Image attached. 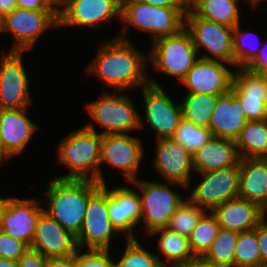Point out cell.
<instances>
[{"label":"cell","instance_id":"cell-1","mask_svg":"<svg viewBox=\"0 0 267 267\" xmlns=\"http://www.w3.org/2000/svg\"><path fill=\"white\" fill-rule=\"evenodd\" d=\"M130 42L116 36L100 44L91 64L85 69L87 74L94 75L119 93L135 86L149 85L145 69L148 57Z\"/></svg>","mask_w":267,"mask_h":267},{"label":"cell","instance_id":"cell-2","mask_svg":"<svg viewBox=\"0 0 267 267\" xmlns=\"http://www.w3.org/2000/svg\"><path fill=\"white\" fill-rule=\"evenodd\" d=\"M102 185L89 179L51 178L46 189V212L64 229L77 236L81 230L89 199Z\"/></svg>","mask_w":267,"mask_h":267},{"label":"cell","instance_id":"cell-3","mask_svg":"<svg viewBox=\"0 0 267 267\" xmlns=\"http://www.w3.org/2000/svg\"><path fill=\"white\" fill-rule=\"evenodd\" d=\"M101 142L102 135L97 132L92 122L68 133L58 145L57 163L66 166L70 173L55 177L89 179L101 185L106 184L100 168Z\"/></svg>","mask_w":267,"mask_h":267},{"label":"cell","instance_id":"cell-4","mask_svg":"<svg viewBox=\"0 0 267 267\" xmlns=\"http://www.w3.org/2000/svg\"><path fill=\"white\" fill-rule=\"evenodd\" d=\"M188 7L153 6L141 0H121V20L123 28L118 38L128 40V25L138 30L150 32L151 40L172 36L184 28V18Z\"/></svg>","mask_w":267,"mask_h":267},{"label":"cell","instance_id":"cell-5","mask_svg":"<svg viewBox=\"0 0 267 267\" xmlns=\"http://www.w3.org/2000/svg\"><path fill=\"white\" fill-rule=\"evenodd\" d=\"M140 190L139 197L141 200L142 216L145 226H141L146 234L150 235L154 230L166 228L170 217L185 200L180 192L172 190L171 186H182L177 182H154L137 179L131 182ZM169 185V186H168Z\"/></svg>","mask_w":267,"mask_h":267},{"label":"cell","instance_id":"cell-6","mask_svg":"<svg viewBox=\"0 0 267 267\" xmlns=\"http://www.w3.org/2000/svg\"><path fill=\"white\" fill-rule=\"evenodd\" d=\"M147 55L153 68L181 82L198 60L199 54L190 34L183 28L179 33L156 39Z\"/></svg>","mask_w":267,"mask_h":267},{"label":"cell","instance_id":"cell-7","mask_svg":"<svg viewBox=\"0 0 267 267\" xmlns=\"http://www.w3.org/2000/svg\"><path fill=\"white\" fill-rule=\"evenodd\" d=\"M85 108L92 121L104 129L101 135L127 134L144 127L143 118L124 91L120 95L104 92L96 101L86 103Z\"/></svg>","mask_w":267,"mask_h":267},{"label":"cell","instance_id":"cell-8","mask_svg":"<svg viewBox=\"0 0 267 267\" xmlns=\"http://www.w3.org/2000/svg\"><path fill=\"white\" fill-rule=\"evenodd\" d=\"M184 28L190 34L198 54L202 48L211 54L204 53L200 58L219 60L233 66V27L197 17L188 8Z\"/></svg>","mask_w":267,"mask_h":267},{"label":"cell","instance_id":"cell-9","mask_svg":"<svg viewBox=\"0 0 267 267\" xmlns=\"http://www.w3.org/2000/svg\"><path fill=\"white\" fill-rule=\"evenodd\" d=\"M59 27L58 10L16 8L0 20V32H10L15 39L9 51H27L48 28Z\"/></svg>","mask_w":267,"mask_h":267},{"label":"cell","instance_id":"cell-10","mask_svg":"<svg viewBox=\"0 0 267 267\" xmlns=\"http://www.w3.org/2000/svg\"><path fill=\"white\" fill-rule=\"evenodd\" d=\"M117 233L109 218L108 188L104 184L89 199L81 230L76 236L78 248L110 249L111 238Z\"/></svg>","mask_w":267,"mask_h":267},{"label":"cell","instance_id":"cell-11","mask_svg":"<svg viewBox=\"0 0 267 267\" xmlns=\"http://www.w3.org/2000/svg\"><path fill=\"white\" fill-rule=\"evenodd\" d=\"M150 84L142 87L145 122L156 132L155 139L171 138L181 121L182 109L166 95L158 81L149 77Z\"/></svg>","mask_w":267,"mask_h":267},{"label":"cell","instance_id":"cell-12","mask_svg":"<svg viewBox=\"0 0 267 267\" xmlns=\"http://www.w3.org/2000/svg\"><path fill=\"white\" fill-rule=\"evenodd\" d=\"M0 57V109H23L32 104L23 51L4 52Z\"/></svg>","mask_w":267,"mask_h":267},{"label":"cell","instance_id":"cell-13","mask_svg":"<svg viewBox=\"0 0 267 267\" xmlns=\"http://www.w3.org/2000/svg\"><path fill=\"white\" fill-rule=\"evenodd\" d=\"M203 178L187 198L191 203L211 211L221 203L238 196L240 165L197 173Z\"/></svg>","mask_w":267,"mask_h":267},{"label":"cell","instance_id":"cell-14","mask_svg":"<svg viewBox=\"0 0 267 267\" xmlns=\"http://www.w3.org/2000/svg\"><path fill=\"white\" fill-rule=\"evenodd\" d=\"M144 147L139 138L131 134L102 135L100 164H107L123 170L126 182L136 181Z\"/></svg>","mask_w":267,"mask_h":267},{"label":"cell","instance_id":"cell-15","mask_svg":"<svg viewBox=\"0 0 267 267\" xmlns=\"http://www.w3.org/2000/svg\"><path fill=\"white\" fill-rule=\"evenodd\" d=\"M121 19V0H65L58 7L59 27H98L113 17Z\"/></svg>","mask_w":267,"mask_h":267},{"label":"cell","instance_id":"cell-16","mask_svg":"<svg viewBox=\"0 0 267 267\" xmlns=\"http://www.w3.org/2000/svg\"><path fill=\"white\" fill-rule=\"evenodd\" d=\"M224 63L199 57L180 83L188 88L187 94H226L231 90L234 71Z\"/></svg>","mask_w":267,"mask_h":267},{"label":"cell","instance_id":"cell-17","mask_svg":"<svg viewBox=\"0 0 267 267\" xmlns=\"http://www.w3.org/2000/svg\"><path fill=\"white\" fill-rule=\"evenodd\" d=\"M154 168L163 179L189 188L193 173V154L172 138L156 139Z\"/></svg>","mask_w":267,"mask_h":267},{"label":"cell","instance_id":"cell-18","mask_svg":"<svg viewBox=\"0 0 267 267\" xmlns=\"http://www.w3.org/2000/svg\"><path fill=\"white\" fill-rule=\"evenodd\" d=\"M41 202L35 199L9 197L2 214L0 230L19 239L29 247L33 241L40 215L44 212Z\"/></svg>","mask_w":267,"mask_h":267},{"label":"cell","instance_id":"cell-19","mask_svg":"<svg viewBox=\"0 0 267 267\" xmlns=\"http://www.w3.org/2000/svg\"><path fill=\"white\" fill-rule=\"evenodd\" d=\"M31 248L47 258L66 257L78 250L76 236L43 212L37 222Z\"/></svg>","mask_w":267,"mask_h":267},{"label":"cell","instance_id":"cell-20","mask_svg":"<svg viewBox=\"0 0 267 267\" xmlns=\"http://www.w3.org/2000/svg\"><path fill=\"white\" fill-rule=\"evenodd\" d=\"M108 214L120 235L136 239L133 228L139 225L142 216L139 192L125 186L108 189Z\"/></svg>","mask_w":267,"mask_h":267},{"label":"cell","instance_id":"cell-21","mask_svg":"<svg viewBox=\"0 0 267 267\" xmlns=\"http://www.w3.org/2000/svg\"><path fill=\"white\" fill-rule=\"evenodd\" d=\"M211 212L220 228L238 233L253 230L267 217L257 204L239 196L221 203Z\"/></svg>","mask_w":267,"mask_h":267},{"label":"cell","instance_id":"cell-22","mask_svg":"<svg viewBox=\"0 0 267 267\" xmlns=\"http://www.w3.org/2000/svg\"><path fill=\"white\" fill-rule=\"evenodd\" d=\"M27 108L0 109V136L5 149L14 157L22 153L38 128L27 116Z\"/></svg>","mask_w":267,"mask_h":267},{"label":"cell","instance_id":"cell-23","mask_svg":"<svg viewBox=\"0 0 267 267\" xmlns=\"http://www.w3.org/2000/svg\"><path fill=\"white\" fill-rule=\"evenodd\" d=\"M247 121L239 100L229 91L219 97L212 112L209 129L213 137L235 141Z\"/></svg>","mask_w":267,"mask_h":267},{"label":"cell","instance_id":"cell-24","mask_svg":"<svg viewBox=\"0 0 267 267\" xmlns=\"http://www.w3.org/2000/svg\"><path fill=\"white\" fill-rule=\"evenodd\" d=\"M240 160L235 141L220 137H212L193 153V166L196 173L240 165Z\"/></svg>","mask_w":267,"mask_h":267},{"label":"cell","instance_id":"cell-25","mask_svg":"<svg viewBox=\"0 0 267 267\" xmlns=\"http://www.w3.org/2000/svg\"><path fill=\"white\" fill-rule=\"evenodd\" d=\"M238 196L257 204L267 213V164L262 158L240 160Z\"/></svg>","mask_w":267,"mask_h":267},{"label":"cell","instance_id":"cell-26","mask_svg":"<svg viewBox=\"0 0 267 267\" xmlns=\"http://www.w3.org/2000/svg\"><path fill=\"white\" fill-rule=\"evenodd\" d=\"M238 1L239 0H188V8L197 17L234 28L241 22Z\"/></svg>","mask_w":267,"mask_h":267},{"label":"cell","instance_id":"cell-27","mask_svg":"<svg viewBox=\"0 0 267 267\" xmlns=\"http://www.w3.org/2000/svg\"><path fill=\"white\" fill-rule=\"evenodd\" d=\"M156 234H160L157 242L158 249L160 254L164 256L163 258H160L159 255L157 257L164 267H176L194 257L188 237L168 228L156 229L150 234V237H154ZM163 259L165 260L163 261Z\"/></svg>","mask_w":267,"mask_h":267},{"label":"cell","instance_id":"cell-28","mask_svg":"<svg viewBox=\"0 0 267 267\" xmlns=\"http://www.w3.org/2000/svg\"><path fill=\"white\" fill-rule=\"evenodd\" d=\"M235 143L241 159L264 158L267 155V119L247 121Z\"/></svg>","mask_w":267,"mask_h":267},{"label":"cell","instance_id":"cell-29","mask_svg":"<svg viewBox=\"0 0 267 267\" xmlns=\"http://www.w3.org/2000/svg\"><path fill=\"white\" fill-rule=\"evenodd\" d=\"M221 95L186 94L181 102L183 120L209 128L212 112Z\"/></svg>","mask_w":267,"mask_h":267},{"label":"cell","instance_id":"cell-30","mask_svg":"<svg viewBox=\"0 0 267 267\" xmlns=\"http://www.w3.org/2000/svg\"><path fill=\"white\" fill-rule=\"evenodd\" d=\"M230 91L235 97L262 98V102H267V78L247 68H236Z\"/></svg>","mask_w":267,"mask_h":267},{"label":"cell","instance_id":"cell-31","mask_svg":"<svg viewBox=\"0 0 267 267\" xmlns=\"http://www.w3.org/2000/svg\"><path fill=\"white\" fill-rule=\"evenodd\" d=\"M219 230L220 226L215 216L211 211L206 212L188 237L192 254L204 256Z\"/></svg>","mask_w":267,"mask_h":267},{"label":"cell","instance_id":"cell-32","mask_svg":"<svg viewBox=\"0 0 267 267\" xmlns=\"http://www.w3.org/2000/svg\"><path fill=\"white\" fill-rule=\"evenodd\" d=\"M238 235V232L220 228L209 250L203 257L208 261L226 267H234V254Z\"/></svg>","mask_w":267,"mask_h":267},{"label":"cell","instance_id":"cell-33","mask_svg":"<svg viewBox=\"0 0 267 267\" xmlns=\"http://www.w3.org/2000/svg\"><path fill=\"white\" fill-rule=\"evenodd\" d=\"M234 267H261L257 226L253 230L239 233L234 254Z\"/></svg>","mask_w":267,"mask_h":267},{"label":"cell","instance_id":"cell-34","mask_svg":"<svg viewBox=\"0 0 267 267\" xmlns=\"http://www.w3.org/2000/svg\"><path fill=\"white\" fill-rule=\"evenodd\" d=\"M206 212L207 211L204 208L191 203L186 198L172 214L166 228L183 236L189 237L192 230L196 227L201 217Z\"/></svg>","mask_w":267,"mask_h":267},{"label":"cell","instance_id":"cell-35","mask_svg":"<svg viewBox=\"0 0 267 267\" xmlns=\"http://www.w3.org/2000/svg\"><path fill=\"white\" fill-rule=\"evenodd\" d=\"M212 137L213 134L209 128L182 120L171 138L193 154Z\"/></svg>","mask_w":267,"mask_h":267},{"label":"cell","instance_id":"cell-36","mask_svg":"<svg viewBox=\"0 0 267 267\" xmlns=\"http://www.w3.org/2000/svg\"><path fill=\"white\" fill-rule=\"evenodd\" d=\"M126 248L115 267H164L157 255L145 250L137 239H126Z\"/></svg>","mask_w":267,"mask_h":267},{"label":"cell","instance_id":"cell-37","mask_svg":"<svg viewBox=\"0 0 267 267\" xmlns=\"http://www.w3.org/2000/svg\"><path fill=\"white\" fill-rule=\"evenodd\" d=\"M241 24H237L233 30V67L245 68L256 56L261 49L260 46L248 43L250 36L259 35L255 32L241 31ZM250 35V36H249ZM251 40V38H250ZM252 41V40H251ZM259 44V43H258Z\"/></svg>","mask_w":267,"mask_h":267},{"label":"cell","instance_id":"cell-38","mask_svg":"<svg viewBox=\"0 0 267 267\" xmlns=\"http://www.w3.org/2000/svg\"><path fill=\"white\" fill-rule=\"evenodd\" d=\"M80 251L81 248H78L74 254L76 267H115L110 249H86L85 253Z\"/></svg>","mask_w":267,"mask_h":267},{"label":"cell","instance_id":"cell-39","mask_svg":"<svg viewBox=\"0 0 267 267\" xmlns=\"http://www.w3.org/2000/svg\"><path fill=\"white\" fill-rule=\"evenodd\" d=\"M28 248L29 246L23 241L0 230V258L17 262Z\"/></svg>","mask_w":267,"mask_h":267},{"label":"cell","instance_id":"cell-40","mask_svg":"<svg viewBox=\"0 0 267 267\" xmlns=\"http://www.w3.org/2000/svg\"><path fill=\"white\" fill-rule=\"evenodd\" d=\"M248 121H258L267 119V102H262V98L236 97Z\"/></svg>","mask_w":267,"mask_h":267},{"label":"cell","instance_id":"cell-41","mask_svg":"<svg viewBox=\"0 0 267 267\" xmlns=\"http://www.w3.org/2000/svg\"><path fill=\"white\" fill-rule=\"evenodd\" d=\"M47 257L29 247L17 260L18 267H46Z\"/></svg>","mask_w":267,"mask_h":267},{"label":"cell","instance_id":"cell-42","mask_svg":"<svg viewBox=\"0 0 267 267\" xmlns=\"http://www.w3.org/2000/svg\"><path fill=\"white\" fill-rule=\"evenodd\" d=\"M257 239L259 243L261 267H267V219L257 225Z\"/></svg>","mask_w":267,"mask_h":267},{"label":"cell","instance_id":"cell-43","mask_svg":"<svg viewBox=\"0 0 267 267\" xmlns=\"http://www.w3.org/2000/svg\"><path fill=\"white\" fill-rule=\"evenodd\" d=\"M17 7L27 10H58L52 0H16Z\"/></svg>","mask_w":267,"mask_h":267},{"label":"cell","instance_id":"cell-44","mask_svg":"<svg viewBox=\"0 0 267 267\" xmlns=\"http://www.w3.org/2000/svg\"><path fill=\"white\" fill-rule=\"evenodd\" d=\"M265 47L267 46V43ZM262 45L257 56L245 67L254 73H264L267 71V49Z\"/></svg>","mask_w":267,"mask_h":267},{"label":"cell","instance_id":"cell-45","mask_svg":"<svg viewBox=\"0 0 267 267\" xmlns=\"http://www.w3.org/2000/svg\"><path fill=\"white\" fill-rule=\"evenodd\" d=\"M46 267H76L74 254L66 257L47 258Z\"/></svg>","mask_w":267,"mask_h":267},{"label":"cell","instance_id":"cell-46","mask_svg":"<svg viewBox=\"0 0 267 267\" xmlns=\"http://www.w3.org/2000/svg\"><path fill=\"white\" fill-rule=\"evenodd\" d=\"M176 267H226V266L208 261L203 256H194L192 259Z\"/></svg>","mask_w":267,"mask_h":267},{"label":"cell","instance_id":"cell-47","mask_svg":"<svg viewBox=\"0 0 267 267\" xmlns=\"http://www.w3.org/2000/svg\"><path fill=\"white\" fill-rule=\"evenodd\" d=\"M153 6L160 7H188V0H141Z\"/></svg>","mask_w":267,"mask_h":267},{"label":"cell","instance_id":"cell-48","mask_svg":"<svg viewBox=\"0 0 267 267\" xmlns=\"http://www.w3.org/2000/svg\"><path fill=\"white\" fill-rule=\"evenodd\" d=\"M16 8V0H0V20Z\"/></svg>","mask_w":267,"mask_h":267},{"label":"cell","instance_id":"cell-49","mask_svg":"<svg viewBox=\"0 0 267 267\" xmlns=\"http://www.w3.org/2000/svg\"><path fill=\"white\" fill-rule=\"evenodd\" d=\"M12 156L8 153V151L5 149L1 136H0V165H2V162H4L5 159H10Z\"/></svg>","mask_w":267,"mask_h":267},{"label":"cell","instance_id":"cell-50","mask_svg":"<svg viewBox=\"0 0 267 267\" xmlns=\"http://www.w3.org/2000/svg\"><path fill=\"white\" fill-rule=\"evenodd\" d=\"M0 267H18V265L16 261L0 258Z\"/></svg>","mask_w":267,"mask_h":267},{"label":"cell","instance_id":"cell-51","mask_svg":"<svg viewBox=\"0 0 267 267\" xmlns=\"http://www.w3.org/2000/svg\"><path fill=\"white\" fill-rule=\"evenodd\" d=\"M9 198H0V226L2 221V214L4 209L6 208V205L8 203Z\"/></svg>","mask_w":267,"mask_h":267},{"label":"cell","instance_id":"cell-52","mask_svg":"<svg viewBox=\"0 0 267 267\" xmlns=\"http://www.w3.org/2000/svg\"><path fill=\"white\" fill-rule=\"evenodd\" d=\"M267 0H245V2H248L247 4L251 5V7H257L259 6L260 2H266Z\"/></svg>","mask_w":267,"mask_h":267},{"label":"cell","instance_id":"cell-53","mask_svg":"<svg viewBox=\"0 0 267 267\" xmlns=\"http://www.w3.org/2000/svg\"><path fill=\"white\" fill-rule=\"evenodd\" d=\"M65 0H52V2L59 7Z\"/></svg>","mask_w":267,"mask_h":267},{"label":"cell","instance_id":"cell-54","mask_svg":"<svg viewBox=\"0 0 267 267\" xmlns=\"http://www.w3.org/2000/svg\"><path fill=\"white\" fill-rule=\"evenodd\" d=\"M265 162H266V164H267V155L264 157V158H262Z\"/></svg>","mask_w":267,"mask_h":267},{"label":"cell","instance_id":"cell-55","mask_svg":"<svg viewBox=\"0 0 267 267\" xmlns=\"http://www.w3.org/2000/svg\"><path fill=\"white\" fill-rule=\"evenodd\" d=\"M265 75V77L267 78V71L263 73Z\"/></svg>","mask_w":267,"mask_h":267}]
</instances>
